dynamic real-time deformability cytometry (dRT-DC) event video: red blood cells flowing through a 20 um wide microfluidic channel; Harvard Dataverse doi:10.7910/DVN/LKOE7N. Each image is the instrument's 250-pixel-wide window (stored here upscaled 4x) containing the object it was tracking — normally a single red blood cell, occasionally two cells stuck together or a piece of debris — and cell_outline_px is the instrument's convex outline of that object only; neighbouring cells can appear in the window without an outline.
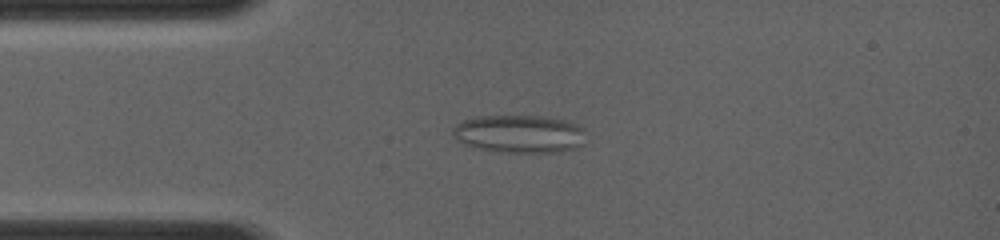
{"species": "common noctule bat (a hibernating species)", "species_latin": "Nyctalus noctula", "temperature_condition": "room temperature", "stored_images_in_passage": 31, "camera_frame_rate_fps": 4000, "um_per_image_px": 0.085, "animal": {"sex": "female", "body_mass_g": 19.0, "forearm_length_mm": 56.7}, "frame": {"image": 1, "passage_image": 3, "time_ms": 1.75, "image_size_px": [1000, 240], "cell_outline_px": [[584, 144], [576, 148], [560, 152], [500, 152], [480, 148], [464, 144], [456, 140], [452, 136], [452, 128], [456, 124], [464, 120], [476, 116], [540, 116], [568, 120], [584, 128]], "centroid_in_image_um": [44.15, 11.38], "position_along_channel_um": 40.8, "area_um2": 29.65}}
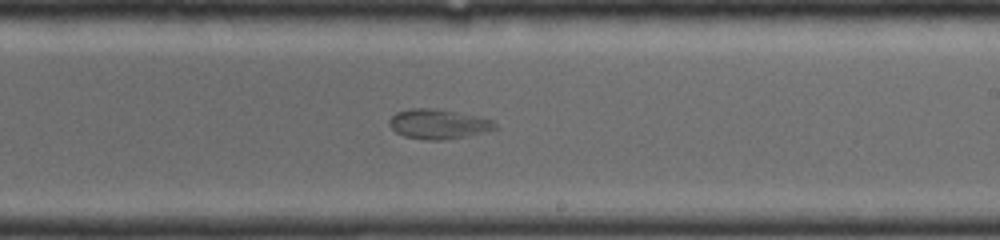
{"frame": {"image": 2, "passage_image": 16, "time_ms": 6.75, "image_size_px": [1000, 240], "cell_outline_px": [[496, 128], [464, 136], [444, 140], [424, 140], [404, 136], [396, 132], [388, 124], [388, 120], [396, 112], [412, 108], [436, 108], [476, 116], [492, 120], [496, 124]], "centroid_in_image_um": [37.18, 10.54], "position_along_channel_um": 251.8, "area_um2": 18.09}}
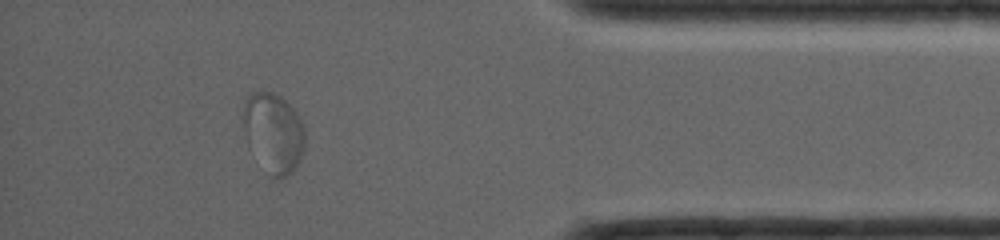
{"frame": {"image": 3, "passage_image": 27, "time_ms": 10.75, "image_size_px": [1000, 240], "cell_outline_px": [[304, 148], [300, 160], [296, 168], [280, 180], [272, 180], [248, 144], [244, 132], [244, 104], [248, 96], [252, 92], [276, 92], [296, 112], [304, 124]], "centroid_in_image_um": [23.27, 11.31], "position_along_channel_um": 411.9, "area_um2": 28.67}}